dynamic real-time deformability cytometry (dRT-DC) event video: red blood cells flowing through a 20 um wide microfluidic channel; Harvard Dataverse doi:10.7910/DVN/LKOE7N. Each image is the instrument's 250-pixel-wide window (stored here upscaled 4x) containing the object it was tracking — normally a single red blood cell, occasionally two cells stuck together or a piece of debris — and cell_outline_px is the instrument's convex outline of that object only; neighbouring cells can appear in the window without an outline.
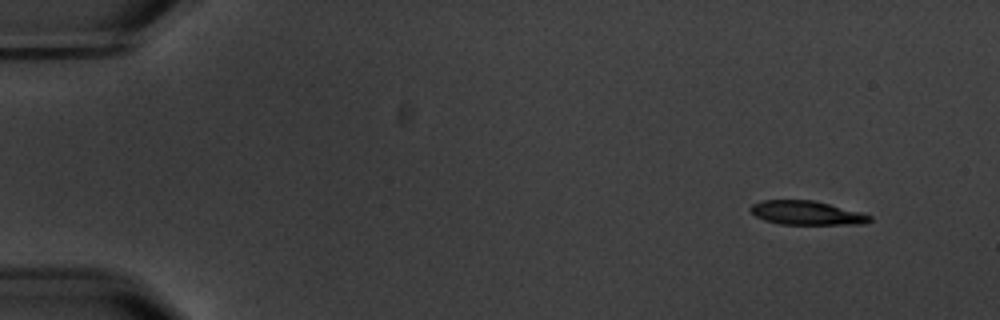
{"species": "common noctule bat (a hibernating species)", "species_latin": "Nyctalus noctula", "temperature_condition": "warm", "stored_images_in_passage": 6, "camera_frame_rate_fps": 3000, "um_per_image_px": 0.085, "animal": {"sex": "male", "body_mass_g": 20.1, "forearm_length_mm": 53.5}, "frame": {"image": 1, "passage_image": 1, "time_ms": 0.0, "image_size_px": [1000, 320], "cell_outline_px": [[872, 220], [864, 224], [780, 224], [764, 220], [756, 216], [748, 208], [752, 204], [764, 200], [812, 200], [860, 212], [872, 216]], "centroid_in_image_um": [68.55, 18.1], "position_along_channel_um": 16.5, "area_um2": 16.47}}
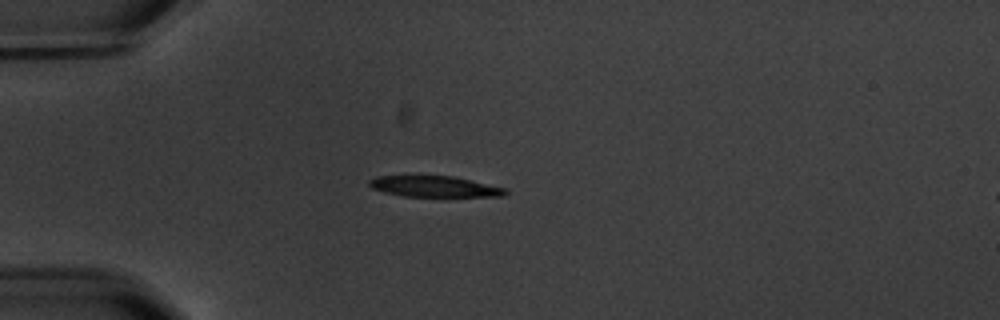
{"frame": {"image": 2, "passage_image": 4, "time_ms": 3.667, "image_size_px": [1000, 320], "cell_outline_px": [[508, 192], [504, 196], [404, 196], [372, 188], [368, 184], [368, 180], [376, 176], [452, 176], [504, 188]], "centroid_in_image_um": [36.9, 15.85], "position_along_channel_um": 48.1, "area_um2": 16.18}}